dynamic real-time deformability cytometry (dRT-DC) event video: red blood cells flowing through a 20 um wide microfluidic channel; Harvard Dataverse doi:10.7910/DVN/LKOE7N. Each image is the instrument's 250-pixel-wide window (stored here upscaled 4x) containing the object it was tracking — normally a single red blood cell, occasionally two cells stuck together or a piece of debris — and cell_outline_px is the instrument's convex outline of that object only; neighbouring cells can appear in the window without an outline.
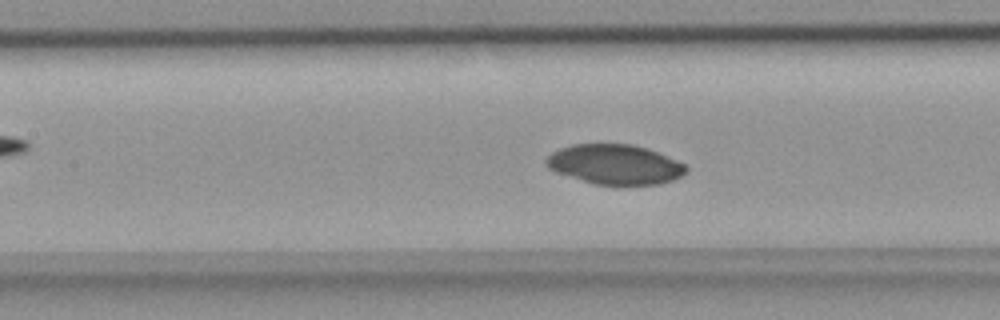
{"species": "common noctule bat (a hibernating species)", "species_latin": "Nyctalus noctula", "temperature_condition": "room temperature", "stored_images_in_passage": 48, "camera_frame_rate_fps": 3000, "um_per_image_px": 0.085, "animal": {"sex": "female", "body_mass_g": 18.4}, "frame": {"image": 1, "passage_image": 21, "time_ms": 6.667, "image_size_px": [1000, 320], "cell_outline_px": [[688, 168], [680, 176], [672, 180], [660, 184], [592, 184], [556, 172], [548, 168], [544, 164], [544, 160], [552, 152], [560, 148], [572, 144], [632, 144], [648, 148], [668, 156], [684, 164]], "centroid_in_image_um": [52.23, 13.96], "position_along_channel_um": 155.2, "area_um2": 32.43}}
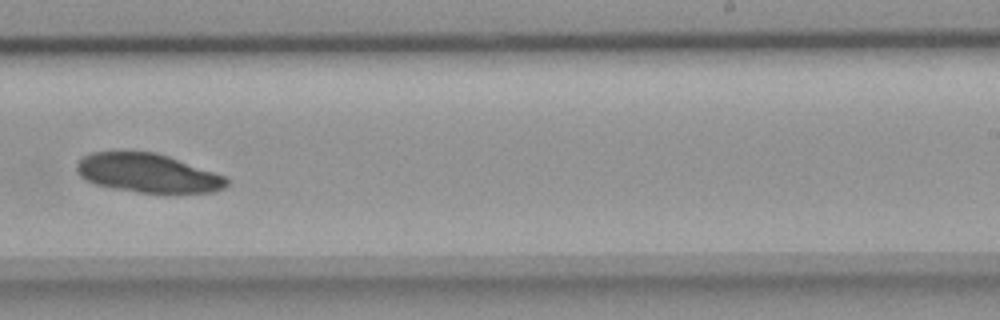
{"frame": {"image": 2, "passage_image": 30, "time_ms": 9.667, "image_size_px": [1000, 320], "cell_outline_px": [[228, 184], [224, 188], [212, 192], [140, 192], [112, 188], [96, 184], [84, 180], [76, 172], [76, 164], [84, 156], [92, 152], [156, 152], [168, 156], [224, 176], [228, 180]], "centroid_in_image_um": [12.51, 14.71], "position_along_channel_um": 276.5, "area_um2": 33.52}}
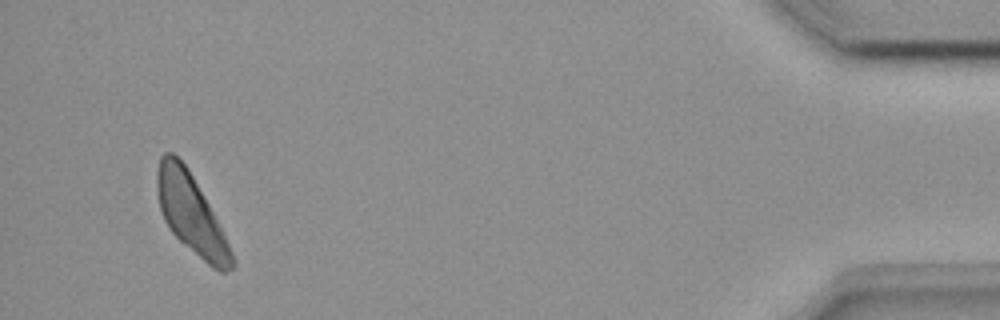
{"frame": {"image": 3, "passage_image": 46, "time_ms": 15.0, "image_size_px": [1000, 320], "cell_outline_px": [[236, 264], [232, 268], [224, 272], [220, 272], [212, 268], [180, 240], [172, 232], [164, 220], [160, 208], [156, 192], [156, 172], [160, 156], [164, 152], [172, 152], [188, 168], [208, 204], [232, 252]], "centroid_in_image_um": [16.2, 18.16], "position_along_channel_um": 419.0, "area_um2": 33.81}}